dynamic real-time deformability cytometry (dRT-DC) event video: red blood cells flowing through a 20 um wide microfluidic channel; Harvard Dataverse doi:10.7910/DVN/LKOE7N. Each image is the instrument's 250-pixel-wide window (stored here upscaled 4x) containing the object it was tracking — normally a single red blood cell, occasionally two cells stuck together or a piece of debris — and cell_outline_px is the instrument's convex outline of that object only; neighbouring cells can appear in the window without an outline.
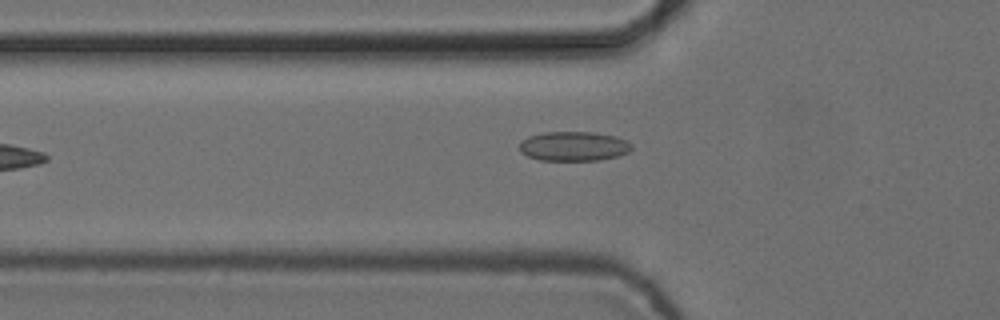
{"species": "common noctule bat (a hibernating species)", "species_latin": "Nyctalus noctula", "temperature_condition": "cold", "stored_images_in_passage": 6, "camera_frame_rate_fps": 3000, "um_per_image_px": 0.085, "animal": {"sex": "female", "body_mass_g": 24.6, "forearm_length_mm": 56.2}, "frame": {"image": 1, "passage_image": 5, "time_ms": 1.333, "image_size_px": [1000, 320], "cell_outline_px": [[632, 148], [628, 152], [616, 156], [600, 160], [540, 160], [528, 156], [520, 152], [520, 140], [528, 136], [544, 132], [596, 132], [616, 136], [628, 140], [632, 144]], "centroid_in_image_um": [48.77, 12.42], "position_along_channel_um": 77.0, "area_um2": 19.42}}
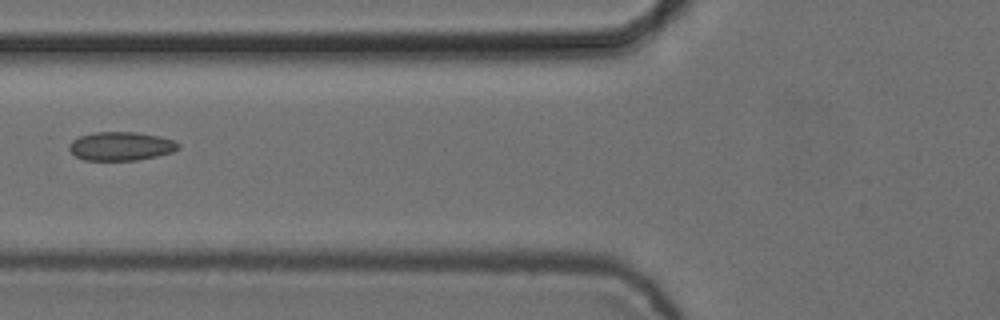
{"frame": {"image": 2, "passage_image": 6, "time_ms": 1.667, "image_size_px": [1000, 320], "cell_outline_px": [[180, 148], [172, 152], [156, 156], [136, 160], [84, 160], [76, 156], [68, 148], [68, 144], [72, 140], [80, 136], [96, 132], [136, 132], [160, 136], [172, 140], [180, 144]], "centroid_in_image_um": [10.27, 12.42], "position_along_channel_um": 115.5, "area_um2": 18.21}}